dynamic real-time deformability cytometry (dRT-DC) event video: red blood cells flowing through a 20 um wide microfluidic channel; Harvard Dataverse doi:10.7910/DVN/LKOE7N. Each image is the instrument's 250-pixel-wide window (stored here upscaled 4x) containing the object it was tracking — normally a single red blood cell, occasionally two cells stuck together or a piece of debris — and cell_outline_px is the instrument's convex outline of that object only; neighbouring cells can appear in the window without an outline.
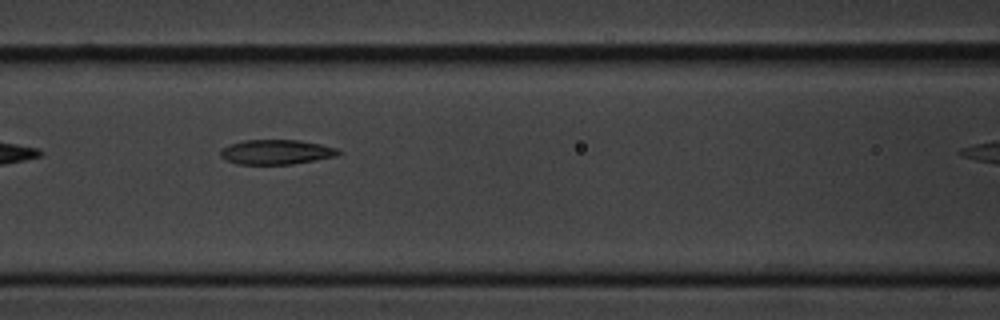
{"species": "common noctule bat (a hibernating species)", "species_latin": "Nyctalus noctula", "temperature_condition": "cold", "stored_images_in_passage": 9, "camera_frame_rate_fps": 3000, "um_per_image_px": 0.085, "animal": {"sex": "male", "body_mass_g": 20.1, "forearm_length_mm": 53.5}, "frame": {"image": 1, "passage_image": 6, "time_ms": 6.667, "image_size_px": [1000, 320], "cell_outline_px": [[344, 152], [336, 156], [316, 160], [292, 164], [236, 164], [220, 156], [220, 148], [228, 144], [244, 140], [300, 140], [320, 144], [336, 148]], "centroid_in_image_um": [23.48, 12.92], "position_along_channel_um": 143.1, "area_um2": 17.11}}
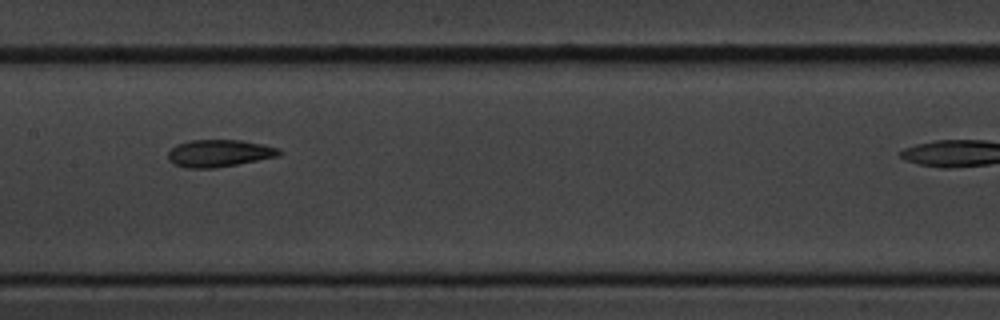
{"frame": {"image": 2, "passage_image": 7, "time_ms": 8.0, "image_size_px": [1000, 320], "cell_outline_px": [[284, 152], [280, 156], [216, 168], [188, 168], [172, 164], [168, 160], [168, 152], [176, 144], [192, 140], [240, 140], [264, 144], [280, 148]], "centroid_in_image_um": [18.66, 13.03], "position_along_channel_um": 188.7, "area_um2": 17.86}}
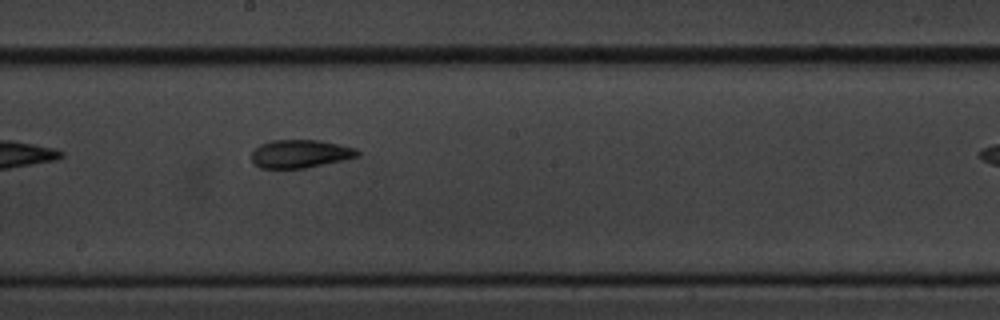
{"frame": {"image": 3, "passage_image": 8, "time_ms": 9.0, "image_size_px": [1000, 320], "cell_outline_px": [[360, 156], [304, 168], [260, 168], [252, 160], [252, 152], [260, 144], [272, 140], [320, 140], [340, 144], [356, 148], [360, 152]], "centroid_in_image_um": [25.54, 13.06], "position_along_channel_um": 222.7, "area_um2": 17.28}}